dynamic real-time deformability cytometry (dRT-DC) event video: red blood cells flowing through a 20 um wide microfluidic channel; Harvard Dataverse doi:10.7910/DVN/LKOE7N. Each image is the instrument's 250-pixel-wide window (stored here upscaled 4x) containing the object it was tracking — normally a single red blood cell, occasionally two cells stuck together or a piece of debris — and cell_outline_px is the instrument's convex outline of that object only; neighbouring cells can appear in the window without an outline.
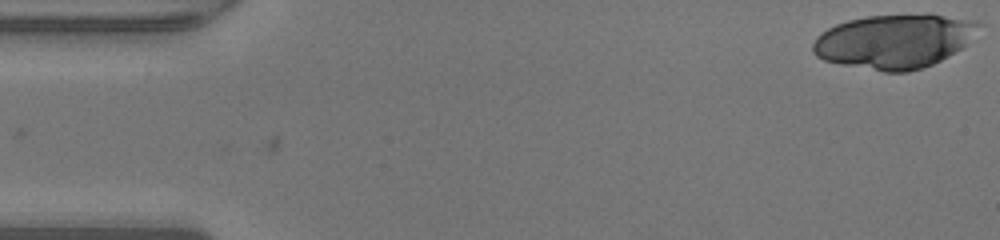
{"species": "human", "species_latin": "Homo sapiens", "temperature_condition": "warm", "stored_images_in_passage": 20, "camera_frame_rate_fps": 3000, "um_per_image_px": 0.085, "donor": {"sex": "male"}, "frame": {"image": 1, "passage_image": 1, "time_ms": 0.0, "image_size_px": [1000, 240], "cell_outline_px": [[980, 24], [968, 44], [940, 60], [932, 64], [908, 72], [884, 72], [824, 60], [816, 56], [812, 52], [812, 44], [816, 36], [820, 32], [836, 24], [848, 20], [868, 16], [928, 12], [976, 20]], "centroid_in_image_um": [76.02, 3.47], "position_along_channel_um": 9.0, "area_um2": 52.71}}
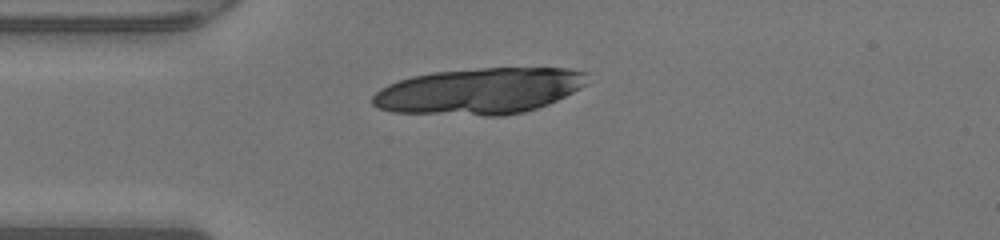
{"frame": {"image": 2, "passage_image": 12, "time_ms": 3.667, "image_size_px": [1000, 240], "cell_outline_px": [[588, 72], [584, 84], [580, 88], [548, 104], [524, 112], [504, 116], [484, 116], [392, 112], [380, 108], [372, 104], [372, 96], [380, 88], [388, 84], [412, 76], [432, 72], [480, 68], [568, 68]], "centroid_in_image_um": [40.73, 7.74], "position_along_channel_um": 44.3, "area_um2": 57.86}}